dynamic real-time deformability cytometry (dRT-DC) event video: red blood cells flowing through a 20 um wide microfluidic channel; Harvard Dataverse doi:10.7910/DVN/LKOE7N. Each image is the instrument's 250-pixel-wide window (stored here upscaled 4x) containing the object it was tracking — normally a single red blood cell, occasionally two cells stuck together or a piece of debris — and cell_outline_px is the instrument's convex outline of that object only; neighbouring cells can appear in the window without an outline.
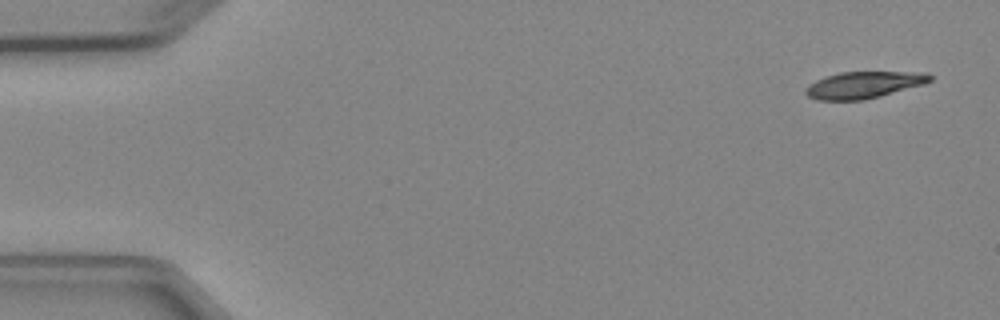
{"species": "Egyptian fruit bat (a non-hibernating species)", "species_latin": "Rousettus aegyptiacus", "temperature_condition": "cold", "stored_images_in_passage": 5, "camera_frame_rate_fps": 3000, "um_per_image_px": 0.085, "animal": {"sex": "female"}, "frame": {"image": 1, "passage_image": 1, "time_ms": 0.0, "image_size_px": [1000, 320], "cell_outline_px": [[932, 80], [924, 84], [880, 96], [864, 100], [816, 100], [808, 96], [804, 92], [804, 88], [808, 84], [824, 76], [840, 72], [928, 72], [932, 76]], "centroid_in_image_um": [73.39, 7.21], "position_along_channel_um": 11.6, "area_um2": 19.54}}
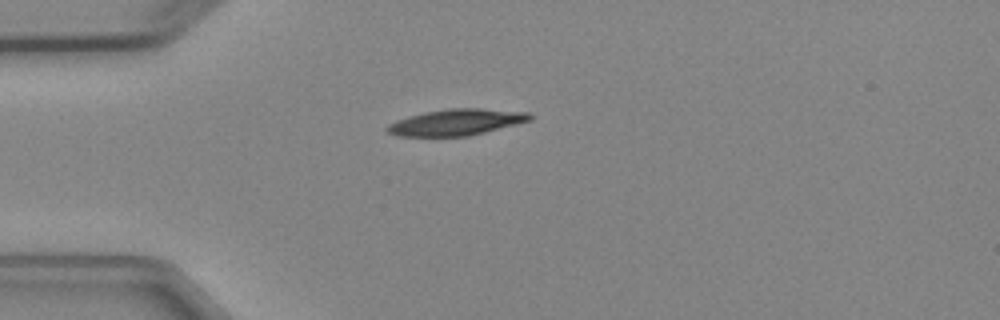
{"frame": {"image": 2, "passage_image": 4, "time_ms": 3.667, "image_size_px": [1000, 320], "cell_outline_px": [[532, 120], [468, 136], [396, 136], [388, 132], [384, 128], [388, 124], [396, 120], [408, 116], [424, 112], [448, 108], [480, 108], [532, 112]], "centroid_in_image_um": [38.78, 10.38], "position_along_channel_um": 46.2, "area_um2": 21.96}}